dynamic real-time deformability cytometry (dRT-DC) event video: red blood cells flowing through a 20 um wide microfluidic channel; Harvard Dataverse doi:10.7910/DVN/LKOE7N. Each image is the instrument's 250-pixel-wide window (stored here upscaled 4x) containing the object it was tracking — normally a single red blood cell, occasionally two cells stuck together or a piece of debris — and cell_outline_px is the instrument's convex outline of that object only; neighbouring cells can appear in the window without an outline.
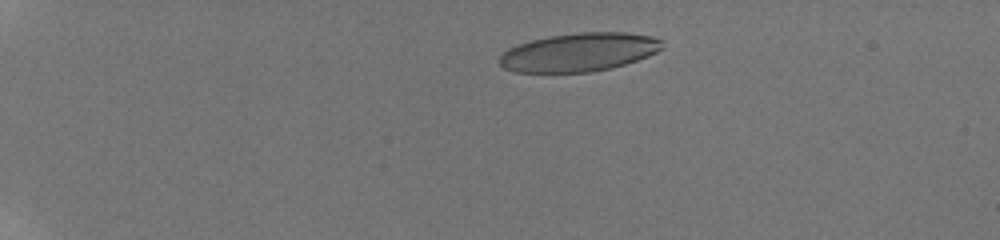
{"species": "human", "species_latin": "Homo sapiens", "temperature_condition": "room temperature", "stored_images_in_passage": 12, "camera_frame_rate_fps": 3000, "um_per_image_px": 0.085, "donor": {"sex": "male"}, "frame": {"image": 1, "passage_image": 6, "time_ms": 3.0, "image_size_px": [1000, 240], "cell_outline_px": [[664, 48], [648, 56], [612, 68], [588, 72], [516, 72], [504, 68], [496, 60], [508, 48], [532, 40], [548, 36], [580, 32], [624, 32], [652, 36], [664, 40]], "centroid_in_image_um": [49.24, 4.43], "position_along_channel_um": 35.8, "area_um2": 36.59}}